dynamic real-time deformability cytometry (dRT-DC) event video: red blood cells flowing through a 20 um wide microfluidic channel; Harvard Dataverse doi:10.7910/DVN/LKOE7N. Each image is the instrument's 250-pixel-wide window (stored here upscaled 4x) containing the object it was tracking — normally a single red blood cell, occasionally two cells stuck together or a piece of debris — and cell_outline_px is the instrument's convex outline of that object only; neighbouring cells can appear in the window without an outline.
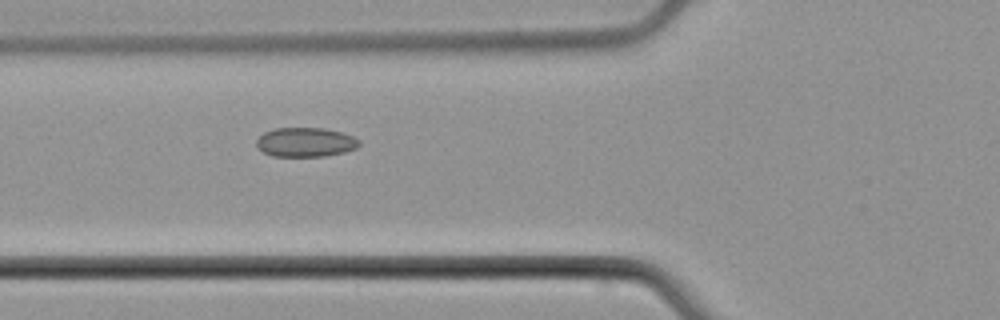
{"species": "common noctule bat (a hibernating species)", "species_latin": "Nyctalus noctula", "temperature_condition": "cold", "stored_images_in_passage": 6, "camera_frame_rate_fps": 3000, "um_per_image_px": 0.085, "animal": {"sex": "male", "body_mass_g": 21.5, "forearm_length_mm": 52.0}, "frame": {"image": 1, "passage_image": 6, "time_ms": 8.0, "image_size_px": [1000, 320], "cell_outline_px": [[360, 144], [356, 148], [344, 152], [324, 156], [272, 156], [264, 152], [256, 144], [256, 140], [264, 132], [276, 128], [324, 128], [340, 132], [352, 136], [360, 140]], "centroid_in_image_um": [25.97, 12.08], "position_along_channel_um": 99.8, "area_um2": 17.4}}